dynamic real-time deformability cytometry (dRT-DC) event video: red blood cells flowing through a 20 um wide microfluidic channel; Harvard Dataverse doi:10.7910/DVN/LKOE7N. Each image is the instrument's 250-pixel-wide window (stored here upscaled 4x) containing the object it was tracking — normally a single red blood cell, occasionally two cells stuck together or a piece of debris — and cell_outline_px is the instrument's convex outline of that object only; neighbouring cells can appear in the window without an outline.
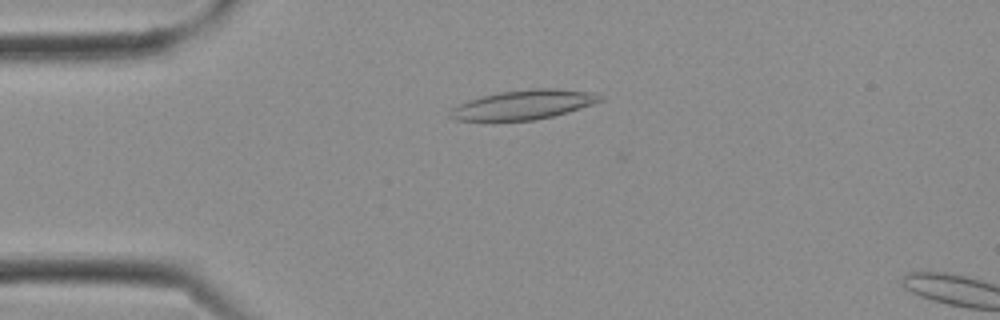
{"species": "Egyptian fruit bat (a non-hibernating species)", "species_latin": "Rousettus aegyptiacus", "temperature_condition": "cold", "stored_images_in_passage": 7, "camera_frame_rate_fps": 3000, "um_per_image_px": 0.085, "frame": {"image": 1, "passage_image": 6, "time_ms": 1.667, "image_size_px": [1000, 320], "cell_outline_px": [[604, 100], [568, 112], [536, 120], [452, 120], [448, 116], [448, 112], [452, 108], [468, 100], [500, 92], [532, 88], [556, 88], [588, 92], [604, 96]], "centroid_in_image_um": [44.5, 8.9], "position_along_channel_um": 40.5, "area_um2": 25.49}}